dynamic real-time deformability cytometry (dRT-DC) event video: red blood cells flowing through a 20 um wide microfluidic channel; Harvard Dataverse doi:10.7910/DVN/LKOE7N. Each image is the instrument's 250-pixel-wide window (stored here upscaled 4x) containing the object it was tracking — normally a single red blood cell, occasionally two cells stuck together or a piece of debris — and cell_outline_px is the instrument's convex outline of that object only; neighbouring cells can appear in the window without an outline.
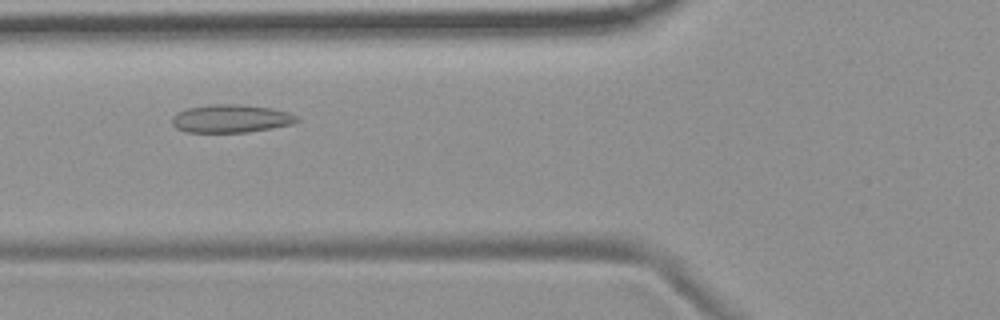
{"species": "common noctule bat (a hibernating species)", "species_latin": "Nyctalus noctula", "temperature_condition": "room temperature", "stored_images_in_passage": 6, "camera_frame_rate_fps": 3000, "um_per_image_px": 0.085, "animal": {"sex": "female", "body_mass_g": 19.9}, "frame": {"image": 1, "passage_image": 4, "time_ms": 3.667, "image_size_px": [1000, 320], "cell_outline_px": [[300, 120], [292, 124], [272, 128], [248, 132], [184, 132], [176, 128], [172, 124], [172, 116], [176, 112], [188, 108], [212, 104], [240, 104], [272, 108], [288, 112], [296, 116]], "centroid_in_image_um": [19.61, 10.08], "position_along_channel_um": 106.2, "area_um2": 20.52}}
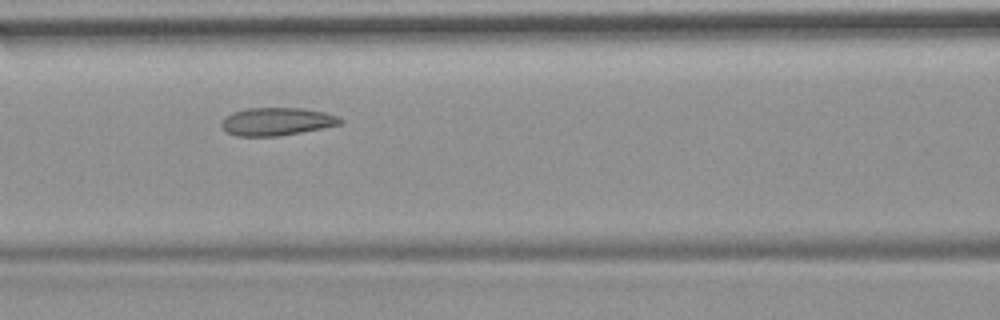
{"frame": {"image": 2, "passage_image": 5, "time_ms": 4.667, "image_size_px": [1000, 320], "cell_outline_px": [[344, 124], [324, 128], [280, 136], [236, 136], [228, 132], [220, 124], [224, 116], [232, 112], [244, 108], [304, 108], [324, 112], [336, 116], [344, 120]], "centroid_in_image_um": [23.54, 10.33], "position_along_channel_um": 143.1, "area_um2": 19.54}}
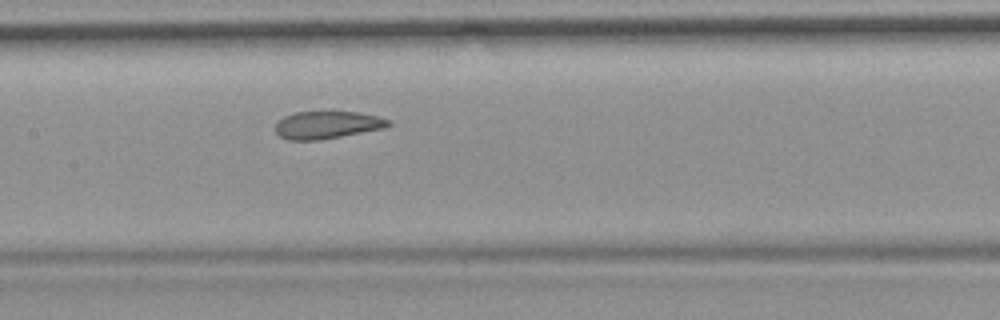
{"frame": {"image": 3, "passage_image": 6, "time_ms": 5.667, "image_size_px": [1000, 320], "cell_outline_px": [[392, 124], [384, 128], [320, 140], [288, 140], [280, 136], [276, 132], [276, 124], [284, 116], [296, 112], [360, 112], [380, 116], [392, 120]], "centroid_in_image_um": [27.86, 10.61], "position_along_channel_um": 179.5, "area_um2": 18.15}}